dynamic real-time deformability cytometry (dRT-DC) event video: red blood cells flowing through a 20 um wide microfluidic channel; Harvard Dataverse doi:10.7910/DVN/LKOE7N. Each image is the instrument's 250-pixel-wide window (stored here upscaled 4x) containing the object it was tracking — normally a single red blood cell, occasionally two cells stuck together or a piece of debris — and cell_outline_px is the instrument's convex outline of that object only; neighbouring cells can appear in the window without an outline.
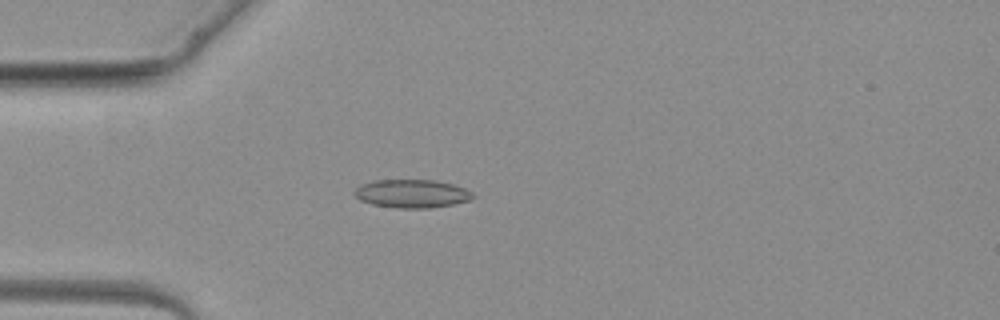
{"species": "common noctule bat (a hibernating species)", "species_latin": "Nyctalus noctula", "temperature_condition": "warm", "stored_images_in_passage": 3, "camera_frame_rate_fps": 3000, "um_per_image_px": 0.085, "animal": {"sex": "female", "body_mass_g": 19.3, "forearm_length_mm": 54.1}, "frame": {"image": 1, "passage_image": 3, "time_ms": 3.667, "image_size_px": [1000, 320], "cell_outline_px": [[476, 196], [472, 200], [452, 204], [428, 208], [396, 208], [372, 204], [360, 200], [352, 192], [360, 184], [376, 180], [436, 180], [452, 184], [464, 188], [472, 192]], "centroid_in_image_um": [35.01, 16.46], "position_along_channel_um": 50.0, "area_um2": 19.59}}